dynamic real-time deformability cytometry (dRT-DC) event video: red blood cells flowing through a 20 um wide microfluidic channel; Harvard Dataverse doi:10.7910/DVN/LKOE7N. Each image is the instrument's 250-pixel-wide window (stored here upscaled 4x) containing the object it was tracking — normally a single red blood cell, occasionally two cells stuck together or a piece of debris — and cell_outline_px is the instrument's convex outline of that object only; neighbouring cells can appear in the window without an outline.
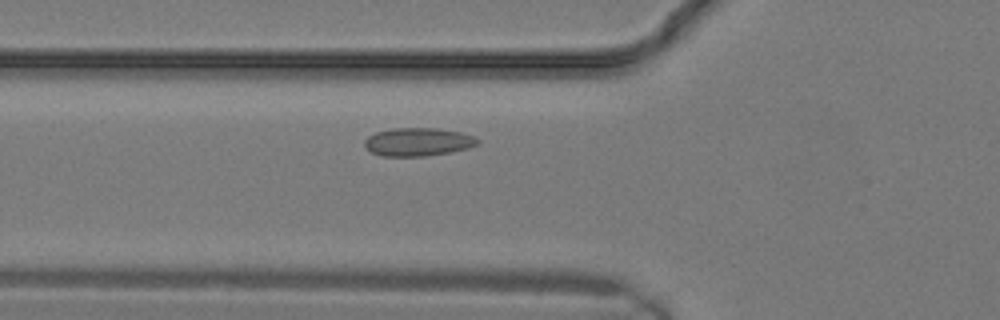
{"species": "common noctule bat (a hibernating species)", "species_latin": "Nyctalus noctula", "temperature_condition": "warm", "stored_images_in_passage": 9, "camera_frame_rate_fps": 3000, "um_per_image_px": 0.085, "animal": {"sex": "male", "body_mass_g": 19.2, "forearm_length_mm": 51.8}, "frame": {"image": 1, "passage_image": 7, "time_ms": 2.0, "image_size_px": [1000, 320], "cell_outline_px": [[480, 140], [476, 144], [468, 148], [448, 152], [424, 156], [384, 156], [372, 152], [364, 144], [364, 140], [368, 136], [376, 132], [392, 128], [436, 128], [460, 132], [472, 136]], "centroid_in_image_um": [35.5, 12.05], "position_along_channel_um": 90.3, "area_um2": 18.32}}
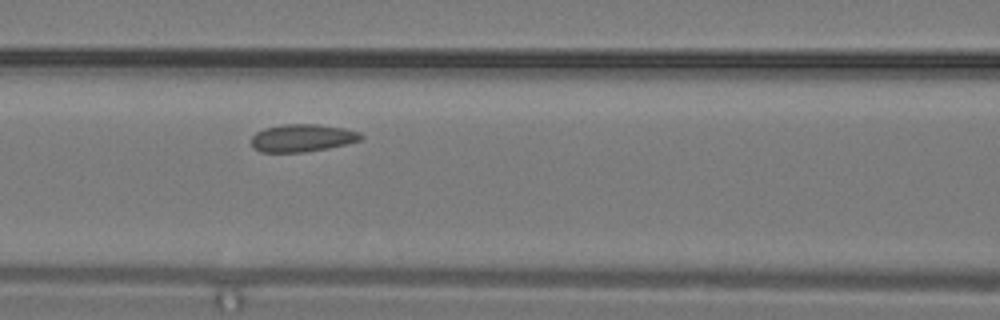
{"frame": {"image": 2, "passage_image": 9, "time_ms": 2.667, "image_size_px": [1000, 320], "cell_outline_px": [[364, 136], [360, 140], [328, 148], [304, 152], [260, 152], [252, 144], [252, 136], [256, 132], [264, 128], [280, 124], [316, 124], [344, 128], [360, 132]], "centroid_in_image_um": [25.69, 11.71], "position_along_channel_um": 140.9, "area_um2": 17.57}}